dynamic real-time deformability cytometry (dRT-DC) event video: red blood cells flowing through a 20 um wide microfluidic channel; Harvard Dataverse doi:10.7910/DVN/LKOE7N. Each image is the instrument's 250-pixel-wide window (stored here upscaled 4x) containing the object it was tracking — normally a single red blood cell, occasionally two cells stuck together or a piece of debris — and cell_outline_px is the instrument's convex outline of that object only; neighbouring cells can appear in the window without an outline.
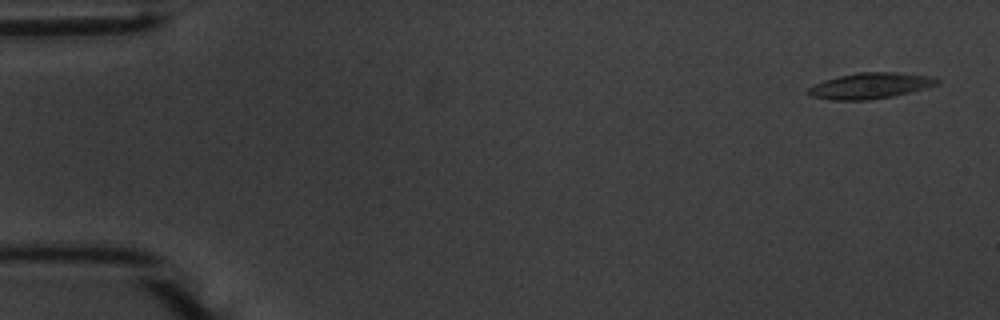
{"species": "common noctule bat (a hibernating species)", "species_latin": "Nyctalus noctula", "temperature_condition": "warm", "stored_images_in_passage": 55, "camera_frame_rate_fps": 3000, "um_per_image_px": 0.085, "animal": {"sex": "male", "body_mass_g": 20.1, "forearm_length_mm": 53.5}, "frame": {"image": 1, "passage_image": 2, "time_ms": 0.333, "image_size_px": [1000, 320], "cell_outline_px": [[940, 80], [936, 84], [928, 88], [892, 96], [868, 100], [832, 100], [812, 96], [804, 92], [808, 88], [824, 80], [840, 76], [860, 72], [896, 72], [936, 76]], "centroid_in_image_um": [74.0, 7.28], "position_along_channel_um": 11.0, "area_um2": 19.48}}
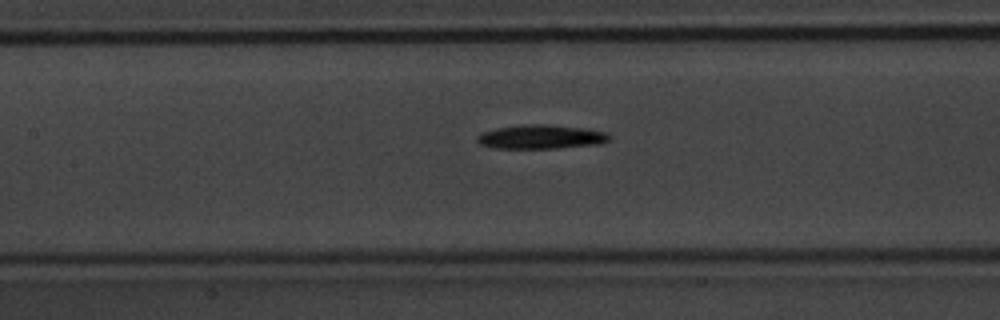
{"frame": {"image": 2, "passage_image": 25, "time_ms": 8.0, "image_size_px": [1000, 320], "cell_outline_px": [[612, 140], [600, 144], [560, 148], [496, 148], [480, 144], [476, 140], [476, 136], [480, 132], [496, 128], [528, 124], [544, 124], [584, 128], [608, 132], [612, 136]], "centroid_in_image_um": [46.03, 11.63], "position_along_channel_um": 161.4, "area_um2": 18.73}}
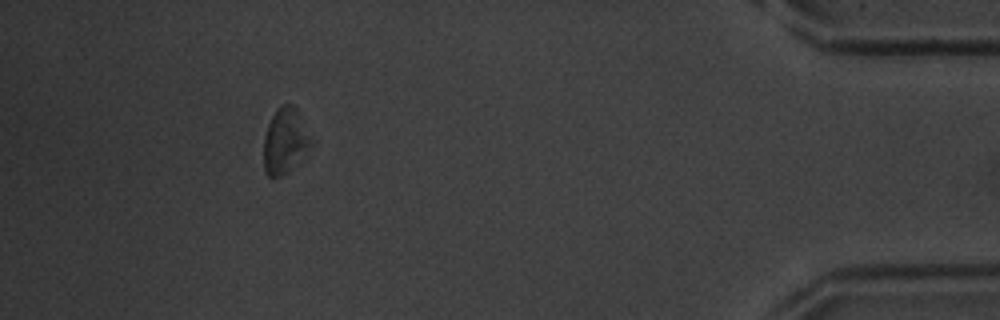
{"frame": {"image": 3, "passage_image": 50, "time_ms": 16.333, "image_size_px": [1000, 320], "cell_outline_px": [[316, 140], [288, 172], [280, 176], [268, 176], [264, 172], [264, 136], [268, 124], [276, 108], [280, 104], [292, 104], [296, 108]], "centroid_in_image_um": [24.26, 11.94], "position_along_channel_um": 410.9, "area_um2": 18.38}, "authors_computed_cell_mechanics": {"area_um2": 18.207, "velocity_mm_per_s": 3.6668, "shape_relaxation_time_tau1_ms": 2.835, "shape_relaxation_time_tau2_ms": null, "deformation_change_tau1": 0.1204, "deformation_change_tau2": null}}